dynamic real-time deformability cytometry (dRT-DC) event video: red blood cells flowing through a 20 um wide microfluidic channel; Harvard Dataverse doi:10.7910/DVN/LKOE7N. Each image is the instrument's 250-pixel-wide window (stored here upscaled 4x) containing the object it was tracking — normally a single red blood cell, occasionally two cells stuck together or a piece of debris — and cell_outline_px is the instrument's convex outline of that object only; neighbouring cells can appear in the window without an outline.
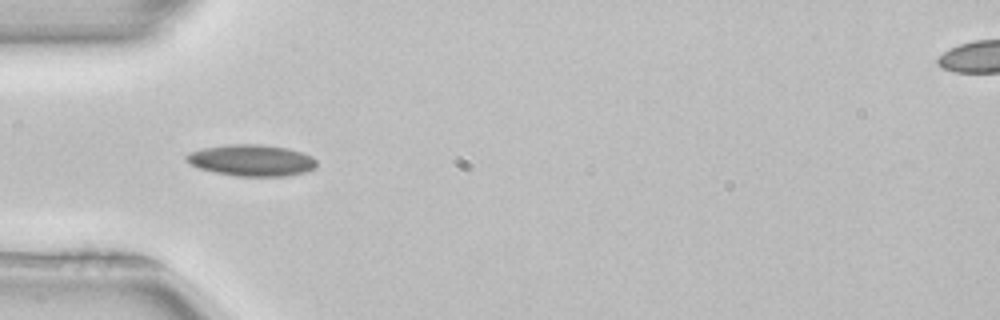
{"species": "common noctule bat (a hibernating species)", "species_latin": "Nyctalus noctula", "temperature_condition": "room temperature", "stored_images_in_passage": 52, "camera_frame_rate_fps": 3000, "um_per_image_px": 0.085, "animal": {"sex": "female", "body_mass_g": 22.7, "forearm_length_mm": 54.2}, "frame": {"image": 1, "passage_image": 16, "time_ms": 5.0, "image_size_px": [1000, 320], "cell_outline_px": [[316, 168], [304, 172], [284, 176], [236, 176], [216, 172], [200, 168], [184, 160], [184, 156], [188, 152], [204, 148], [228, 144], [260, 144], [288, 148], [312, 156], [316, 160]], "centroid_in_image_um": [21.37, 13.62], "position_along_channel_um": 63.6, "area_um2": 23.81}}